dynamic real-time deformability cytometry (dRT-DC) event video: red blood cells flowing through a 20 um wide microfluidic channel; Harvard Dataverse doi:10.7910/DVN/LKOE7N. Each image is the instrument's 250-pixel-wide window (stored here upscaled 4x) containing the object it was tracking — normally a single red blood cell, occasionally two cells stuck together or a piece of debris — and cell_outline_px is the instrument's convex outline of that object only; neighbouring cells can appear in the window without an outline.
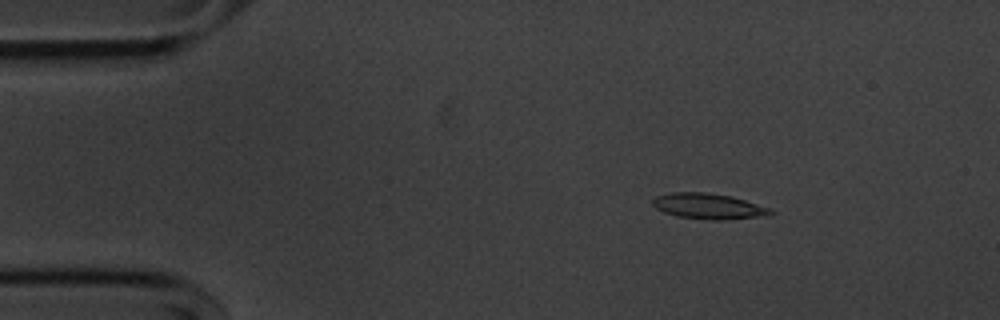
{"species": "common noctule bat (a hibernating species)", "species_latin": "Nyctalus noctula", "temperature_condition": "cold", "stored_images_in_passage": 48, "camera_frame_rate_fps": 3000, "um_per_image_px": 0.085, "animal": {"sex": "male", "body_mass_g": 20.1, "forearm_length_mm": 53.5}, "frame": {"image": 1, "passage_image": 1, "time_ms": 0.0, "image_size_px": [1000, 320], "cell_outline_px": [[776, 212], [768, 216], [720, 220], [712, 220], [676, 216], [664, 212], [656, 208], [652, 204], [652, 200], [656, 196], [672, 192], [704, 192], [732, 196], [772, 208]], "centroid_in_image_um": [60.27, 17.53], "position_along_channel_um": 24.7, "area_um2": 17.8}}
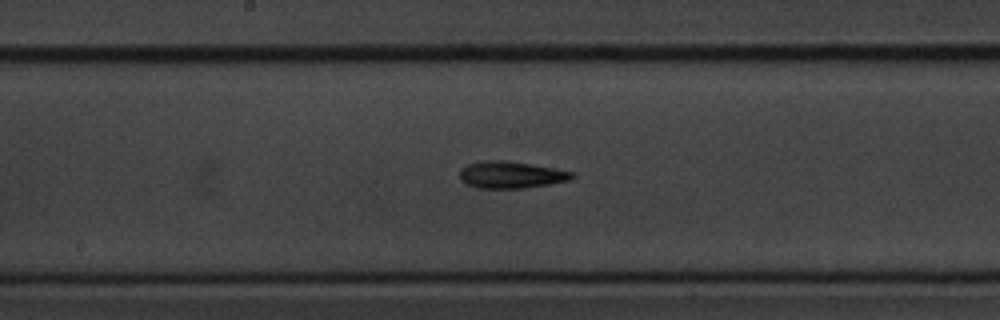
{"frame": {"image": 2, "passage_image": 21, "time_ms": 6.667, "image_size_px": [1000, 320], "cell_outline_px": [[576, 176], [568, 180], [548, 184], [524, 188], [476, 188], [464, 184], [460, 180], [460, 168], [468, 164], [480, 160], [508, 160], [532, 164], [576, 172]], "centroid_in_image_um": [43.4, 14.85], "position_along_channel_um": 204.8, "area_um2": 17.92}}
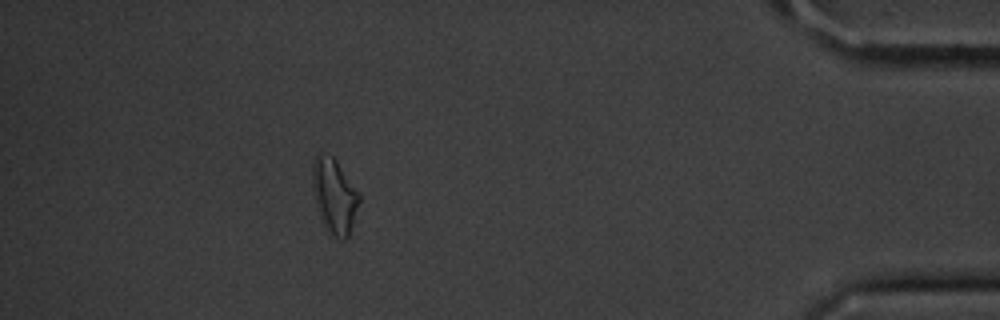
{"frame": {"image": 3, "passage_image": 42, "time_ms": 13.667, "image_size_px": [1000, 320], "cell_outline_px": [[360, 200], [348, 236], [344, 240], [332, 236], [328, 232], [320, 220], [316, 204], [312, 184], [312, 164], [316, 156], [320, 152], [332, 156], [336, 160], [360, 196]], "centroid_in_image_um": [28.39, 16.66], "position_along_channel_um": 406.8, "area_um2": 20.11}, "authors_computed_cell_mechanics": {"area_um2": 16.9932, "velocity_mm_per_s": 3.6212, "shape_relaxation_time_tau1_ms": 4.8881, "shape_relaxation_time_tau2_ms": 4.479, "deformation_change_tau1": 0.1741, "deformation_change_tau2": 0.1596}}